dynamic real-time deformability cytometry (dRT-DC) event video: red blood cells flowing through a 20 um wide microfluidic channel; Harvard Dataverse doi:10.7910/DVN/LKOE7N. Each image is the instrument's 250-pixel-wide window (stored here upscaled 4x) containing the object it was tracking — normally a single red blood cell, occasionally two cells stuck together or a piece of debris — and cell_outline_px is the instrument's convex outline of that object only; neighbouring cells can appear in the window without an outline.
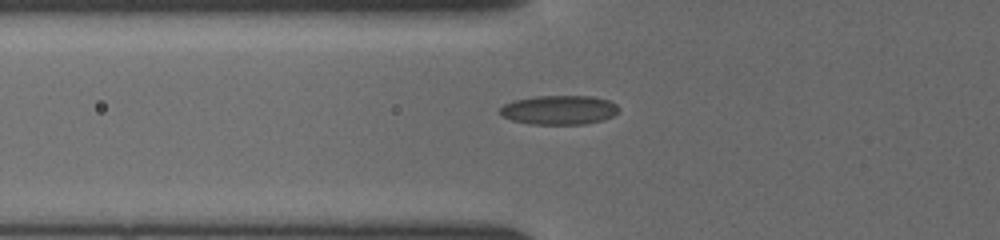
{"species": "common noctule bat (a hibernating species)", "species_latin": "Nyctalus noctula", "temperature_condition": "cold", "stored_images_in_passage": 41, "camera_frame_rate_fps": 3000, "um_per_image_px": 0.085, "animal": {"sex": "female", "body_mass_g": 19.5, "forearm_length_mm": 54.1}, "frame": {"image": 1, "passage_image": 12, "time_ms": 3.667, "image_size_px": [1000, 240], "cell_outline_px": [[620, 108], [612, 116], [604, 120], [584, 124], [528, 124], [512, 120], [500, 116], [500, 108], [504, 104], [512, 100], [536, 96], [592, 96], [608, 100], [616, 104]], "centroid_in_image_um": [47.5, 9.34], "position_along_channel_um": 78.3, "area_um2": 20.35}}
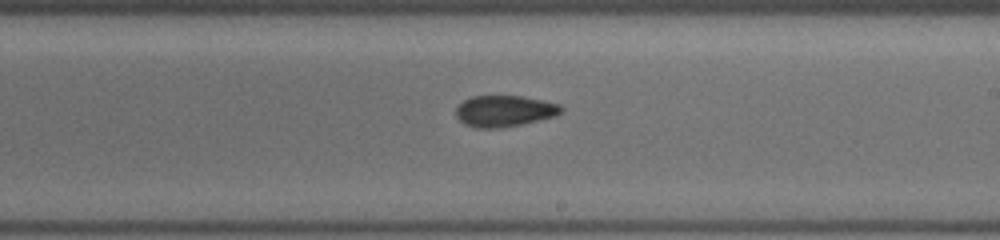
{"frame": {"image": 2, "passage_image": 24, "time_ms": 7.667, "image_size_px": [1000, 240], "cell_outline_px": [[564, 112], [556, 116], [540, 120], [500, 128], [476, 128], [464, 124], [456, 116], [456, 104], [472, 96], [520, 96], [560, 104], [564, 108]], "centroid_in_image_um": [42.87, 9.44], "position_along_channel_um": 246.1, "area_um2": 19.31}}
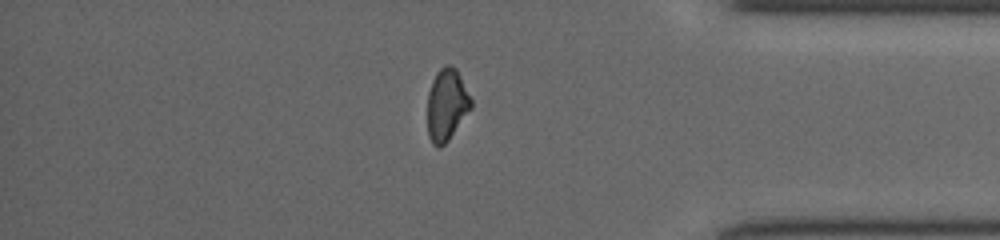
{"frame": {"image": 3, "passage_image": 36, "time_ms": 11.667, "image_size_px": [1000, 240], "cell_outline_px": [[472, 108], [448, 140], [440, 148], [436, 148], [432, 144], [428, 136], [428, 92], [432, 80], [436, 72], [444, 64], [448, 64], [456, 68], [472, 100]], "centroid_in_image_um": [37.96, 8.9], "position_along_channel_um": 397.2, "area_um2": 18.38}}